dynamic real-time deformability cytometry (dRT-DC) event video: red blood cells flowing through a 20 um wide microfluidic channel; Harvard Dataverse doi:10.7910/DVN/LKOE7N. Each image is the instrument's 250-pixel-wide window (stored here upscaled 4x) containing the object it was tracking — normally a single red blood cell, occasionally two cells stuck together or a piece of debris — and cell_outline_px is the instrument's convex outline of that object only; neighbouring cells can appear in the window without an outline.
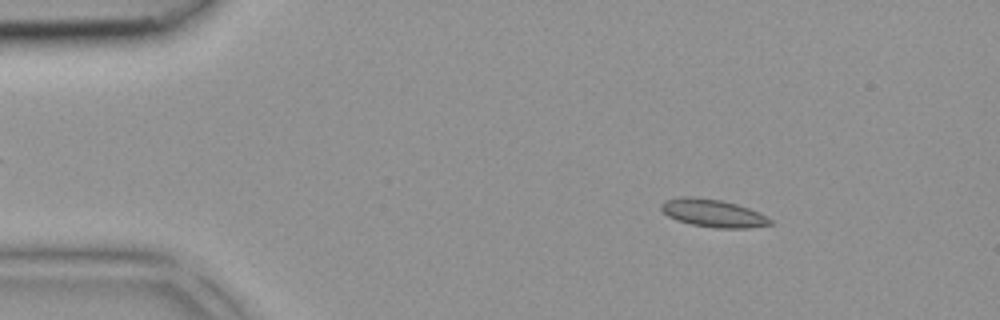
{"species": "common noctule bat (a hibernating species)", "species_latin": "Nyctalus noctula", "temperature_condition": "room temperature", "stored_images_in_passage": 41, "camera_frame_rate_fps": 3000, "um_per_image_px": 0.085, "animal": {"sex": "female", "body_mass_g": 18.4}, "frame": {"image": 1, "passage_image": 6, "time_ms": 1.667, "image_size_px": [1000, 320], "cell_outline_px": [[772, 224], [748, 228], [712, 228], [692, 224], [676, 220], [668, 216], [660, 208], [660, 204], [664, 200], [680, 196], [692, 196], [720, 200], [736, 204], [748, 208], [772, 220]], "centroid_in_image_um": [60.54, 18.11], "position_along_channel_um": 24.5, "area_um2": 17.57}}
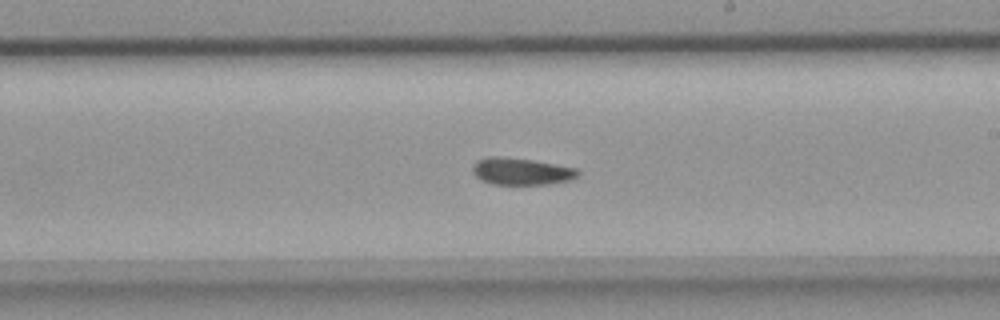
{"frame": {"image": 2, "passage_image": 24, "time_ms": 7.667, "image_size_px": [1000, 320], "cell_outline_px": [[580, 172], [576, 176], [568, 180], [548, 184], [492, 184], [480, 180], [472, 172], [472, 164], [476, 160], [488, 156], [496, 156], [532, 160], [556, 164], [576, 168]], "centroid_in_image_um": [44.24, 14.56], "position_along_channel_um": 244.8, "area_um2": 16.53}}
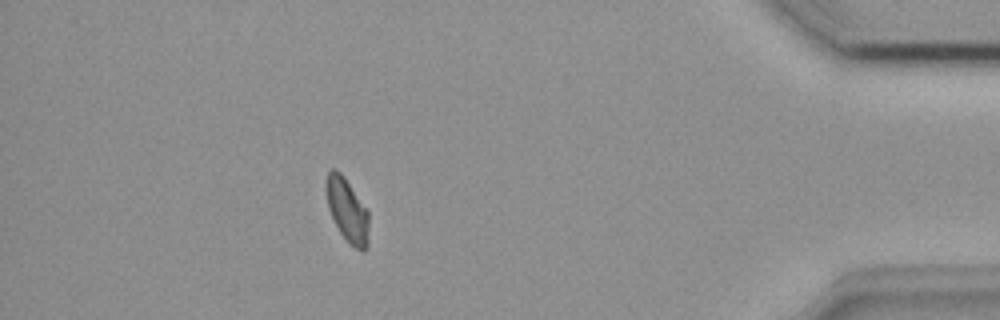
{"frame": {"image": 3, "passage_image": 37, "time_ms": 12.0, "image_size_px": [1000, 320], "cell_outline_px": [[368, 248], [364, 252], [360, 252], [348, 244], [340, 232], [328, 208], [324, 188], [324, 180], [328, 172], [332, 168], [336, 168], [344, 176], [368, 208]], "centroid_in_image_um": [29.51, 17.85], "position_along_channel_um": 405.7, "area_um2": 16.47}}